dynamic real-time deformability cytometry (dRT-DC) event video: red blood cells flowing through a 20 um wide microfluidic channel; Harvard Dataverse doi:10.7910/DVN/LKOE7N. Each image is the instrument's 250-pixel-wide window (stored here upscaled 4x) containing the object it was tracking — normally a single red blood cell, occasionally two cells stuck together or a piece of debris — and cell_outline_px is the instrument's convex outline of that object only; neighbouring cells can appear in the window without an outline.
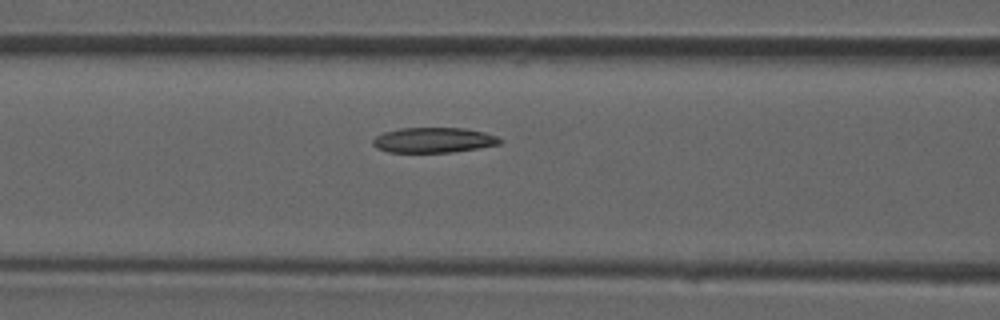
{"species": "common noctule bat (a hibernating species)", "species_latin": "Nyctalus noctula", "temperature_condition": "room temperature", "stored_images_in_passage": 4, "camera_frame_rate_fps": 3000, "um_per_image_px": 0.085, "animal": {"sex": "male", "forearm_length_mm": 52.5}, "frame": {"image": 1, "passage_image": 4, "time_ms": 3.667, "image_size_px": [1000, 320], "cell_outline_px": [[504, 140], [500, 144], [452, 152], [388, 152], [376, 148], [372, 144], [372, 140], [376, 136], [384, 132], [400, 128], [464, 128], [484, 132], [496, 136]], "centroid_in_image_um": [36.84, 11.9], "position_along_channel_um": 129.8, "area_um2": 18.61}}